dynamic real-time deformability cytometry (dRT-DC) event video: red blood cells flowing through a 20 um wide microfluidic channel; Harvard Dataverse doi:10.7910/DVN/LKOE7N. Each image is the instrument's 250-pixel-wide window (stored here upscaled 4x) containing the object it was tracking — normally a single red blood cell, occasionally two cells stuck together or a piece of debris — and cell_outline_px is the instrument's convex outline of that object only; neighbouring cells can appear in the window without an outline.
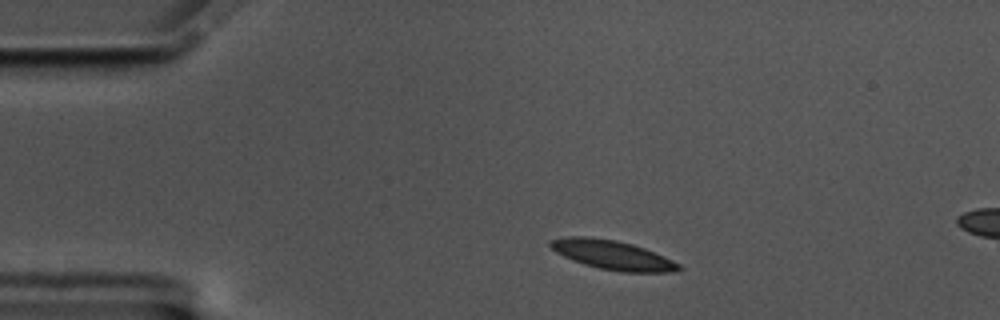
{"species": "common noctule bat (a hibernating species)", "species_latin": "Nyctalus noctula", "temperature_condition": "cold", "stored_images_in_passage": 6, "camera_frame_rate_fps": 3000, "um_per_image_px": 0.085, "animal": {"sex": "male", "body_mass_g": 17.5, "forearm_length_mm": 52.3}, "frame": {"image": 1, "passage_image": 1, "time_ms": 0.0, "image_size_px": [1000, 320], "cell_outline_px": [[684, 268], [672, 272], [620, 272], [600, 268], [584, 264], [572, 260], [556, 252], [548, 244], [548, 240], [568, 236], [588, 236], [616, 240], [632, 244], [644, 248], [672, 260], [680, 264]], "centroid_in_image_um": [52.04, 21.66], "position_along_channel_um": 33.0, "area_um2": 21.85}}